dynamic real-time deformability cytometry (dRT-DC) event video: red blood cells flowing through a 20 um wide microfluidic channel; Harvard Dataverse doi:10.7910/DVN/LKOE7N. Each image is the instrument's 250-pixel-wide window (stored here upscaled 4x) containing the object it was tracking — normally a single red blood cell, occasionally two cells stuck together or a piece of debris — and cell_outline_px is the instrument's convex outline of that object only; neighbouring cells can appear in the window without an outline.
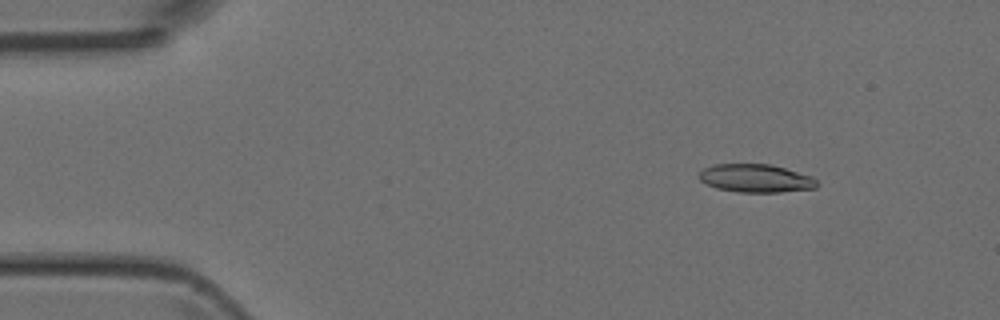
{"species": "Egyptian fruit bat (a non-hibernating species)", "species_latin": "Rousettus aegyptiacus", "temperature_condition": "room temperature", "stored_images_in_passage": 4, "camera_frame_rate_fps": 3000, "um_per_image_px": 0.085, "animal": {"sex": "female"}, "frame": {"image": 1, "passage_image": 1, "time_ms": 0.0, "image_size_px": [1000, 320], "cell_outline_px": [[820, 184], [816, 188], [780, 192], [736, 192], [716, 188], [700, 180], [700, 172], [704, 168], [716, 164], [772, 164], [812, 176]], "centroid_in_image_um": [64.28, 15.16], "position_along_channel_um": 20.7, "area_um2": 19.36}}
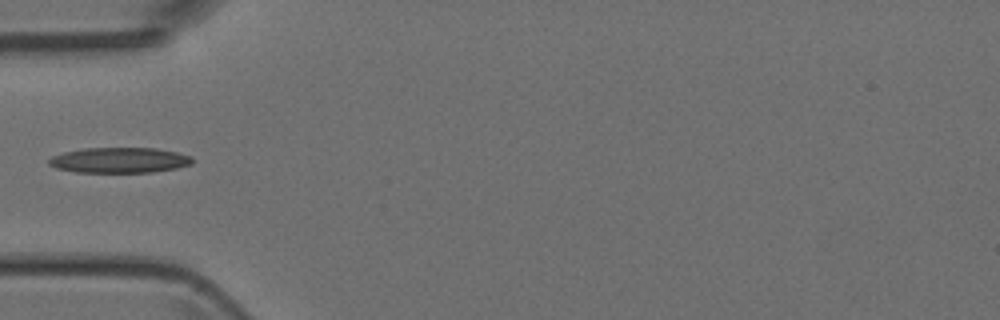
{"frame": {"image": 2, "passage_image": 4, "time_ms": 3.333, "image_size_px": [1000, 320], "cell_outline_px": [[192, 164], [176, 168], [152, 172], [76, 172], [56, 168], [48, 164], [48, 160], [52, 156], [64, 152], [84, 148], [156, 148], [176, 152], [192, 156]], "centroid_in_image_um": [10.15, 13.61], "position_along_channel_um": 74.9, "area_um2": 21.21}}